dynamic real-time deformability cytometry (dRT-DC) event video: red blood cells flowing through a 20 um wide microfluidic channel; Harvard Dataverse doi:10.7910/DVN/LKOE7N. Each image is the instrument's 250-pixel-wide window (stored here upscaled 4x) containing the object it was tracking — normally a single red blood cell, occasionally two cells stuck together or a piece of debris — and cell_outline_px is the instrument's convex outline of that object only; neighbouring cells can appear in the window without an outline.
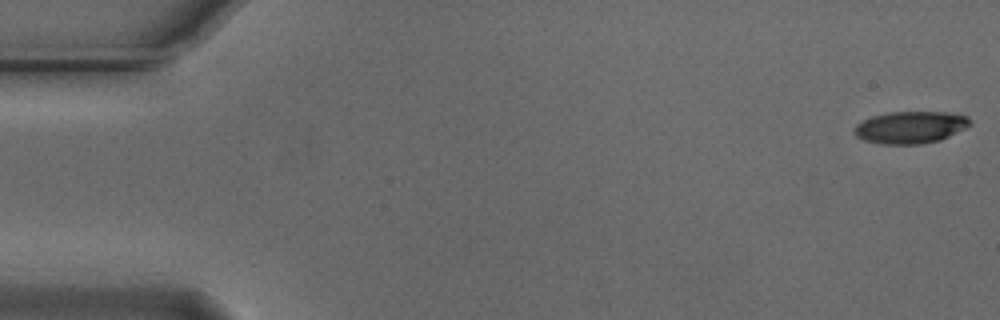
{"species": "Egyptian fruit bat (a non-hibernating species)", "species_latin": "Rousettus aegyptiacus", "temperature_condition": "cold", "stored_images_in_passage": 8, "camera_frame_rate_fps": 3000, "um_per_image_px": 0.085, "animal": {"sex": "male"}, "frame": {"image": 1, "passage_image": 1, "time_ms": 0.0, "image_size_px": [1000, 320], "cell_outline_px": [[972, 124], [940, 140], [920, 144], [880, 144], [864, 140], [856, 136], [852, 132], [856, 124], [872, 116], [892, 112], [944, 112], [968, 116]], "centroid_in_image_um": [77.36, 10.82], "position_along_channel_um": 7.6, "area_um2": 21.56}}